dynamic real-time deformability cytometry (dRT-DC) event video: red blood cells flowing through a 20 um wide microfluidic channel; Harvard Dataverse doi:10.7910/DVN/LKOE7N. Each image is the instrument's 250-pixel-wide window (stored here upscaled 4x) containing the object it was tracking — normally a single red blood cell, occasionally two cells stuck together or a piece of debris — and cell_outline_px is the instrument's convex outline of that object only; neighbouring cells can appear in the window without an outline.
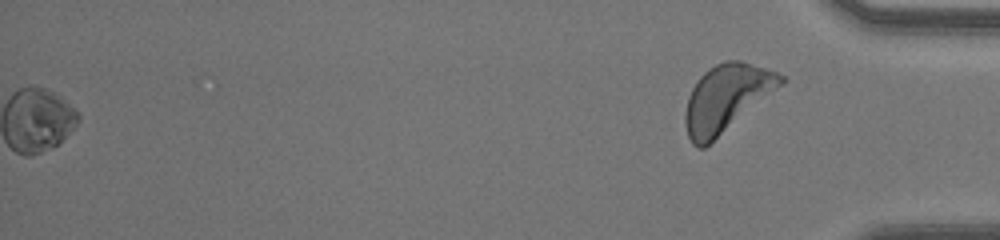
{"species": "human", "species_latin": "Homo sapiens", "temperature_condition": "warm", "stored_images_in_passage": 48, "segment_of_instrument_passage": [2, 2], "camera_frame_rate_fps": 3000, "um_per_image_px": 0.085, "donor": {"sex": "female"}, "frame": {"image": 1, "passage_image": 48, "time_ms": 15.667, "image_size_px": [1000, 240], "cell_outline_px": [[784, 80], [776, 88], [704, 148], [700, 148], [692, 144], [688, 136], [684, 120], [684, 116], [688, 96], [692, 88], [700, 76], [708, 68], [724, 60], [740, 60], [776, 72], [784, 76]], "centroid_in_image_um": [61.67, 8.33], "position_along_channel_um": 373.5, "area_um2": 36.3}}